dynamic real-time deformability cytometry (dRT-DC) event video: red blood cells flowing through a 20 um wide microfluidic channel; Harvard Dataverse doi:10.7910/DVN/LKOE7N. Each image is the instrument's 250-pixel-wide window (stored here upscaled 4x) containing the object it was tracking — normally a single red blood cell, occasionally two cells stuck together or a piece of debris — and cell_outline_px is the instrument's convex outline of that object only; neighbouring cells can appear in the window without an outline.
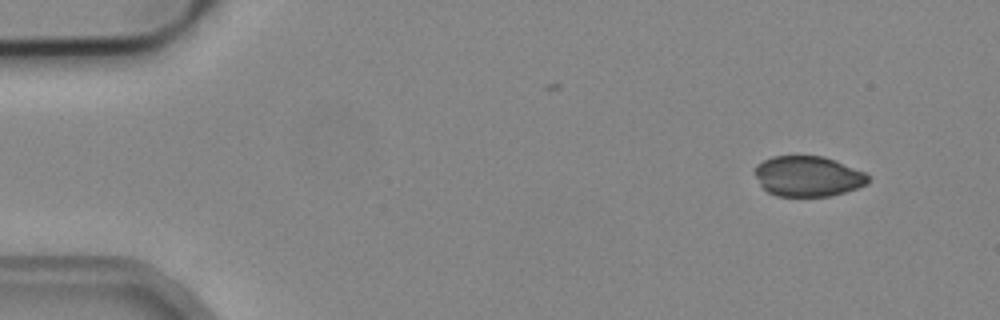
{"species": "common noctule bat (a hibernating species)", "species_latin": "Nyctalus noctula", "temperature_condition": "cold", "stored_images_in_passage": 3, "camera_frame_rate_fps": 3000, "um_per_image_px": 0.085, "animal": {"sex": "male", "body_mass_g": 19.2, "forearm_length_mm": 51.8}, "frame": {"image": 1, "passage_image": 1, "time_ms": 0.0, "image_size_px": [1000, 320], "cell_outline_px": [[868, 184], [844, 192], [828, 196], [776, 196], [768, 192], [760, 184], [752, 172], [756, 164], [772, 156], [824, 156], [836, 160], [864, 172], [868, 176]], "centroid_in_image_um": [68.63, 14.97], "position_along_channel_um": 16.4, "area_um2": 26.76}}